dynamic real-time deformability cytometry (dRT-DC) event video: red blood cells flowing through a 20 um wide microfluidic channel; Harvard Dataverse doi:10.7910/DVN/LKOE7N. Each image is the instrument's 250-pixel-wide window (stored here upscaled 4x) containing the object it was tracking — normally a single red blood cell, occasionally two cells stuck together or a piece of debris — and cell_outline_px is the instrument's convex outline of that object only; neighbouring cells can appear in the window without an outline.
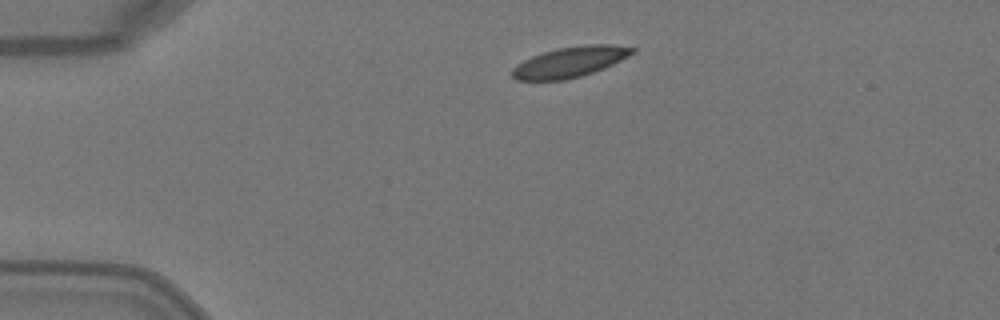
{"species": "Egyptian fruit bat (a non-hibernating species)", "species_latin": "Rousettus aegyptiacus", "temperature_condition": "warm", "stored_images_in_passage": 3, "camera_frame_rate_fps": 3000, "um_per_image_px": 0.085, "animal": {"sex": "female"}, "frame": {"image": 1, "passage_image": 1, "time_ms": 0.0, "image_size_px": [1000, 320], "cell_outline_px": [[636, 52], [604, 68], [580, 76], [564, 80], [516, 80], [512, 76], [512, 68], [516, 64], [532, 56], [544, 52], [560, 48], [584, 44], [612, 44], [636, 48]], "centroid_in_image_um": [48.45, 5.26], "position_along_channel_um": 36.5, "area_um2": 21.21}}